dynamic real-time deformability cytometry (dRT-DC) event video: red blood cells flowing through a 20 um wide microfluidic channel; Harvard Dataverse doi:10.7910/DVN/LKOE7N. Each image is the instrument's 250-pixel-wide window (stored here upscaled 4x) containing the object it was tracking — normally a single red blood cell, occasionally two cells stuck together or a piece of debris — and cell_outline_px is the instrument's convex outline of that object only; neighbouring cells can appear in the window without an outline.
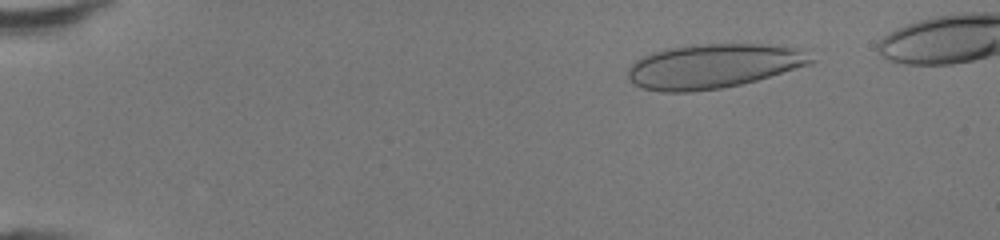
{"species": "human", "species_latin": "Homo sapiens", "temperature_condition": "room temperature", "stored_images_in_passage": 48, "camera_frame_rate_fps": 3000, "um_per_image_px": 0.085, "donor": {"sex": "female"}, "frame": {"image": 1, "passage_image": 7, "time_ms": 2.0, "image_size_px": [1000, 240], "cell_outline_px": [[816, 60], [812, 64], [756, 80], [740, 84], [720, 88], [692, 92], [660, 92], [640, 88], [632, 84], [628, 76], [628, 68], [640, 56], [652, 52], [668, 48], [692, 44], [768, 44], [808, 48]], "centroid_in_image_um": [60.68, 5.6], "position_along_channel_um": 24.3, "area_um2": 48.21}}
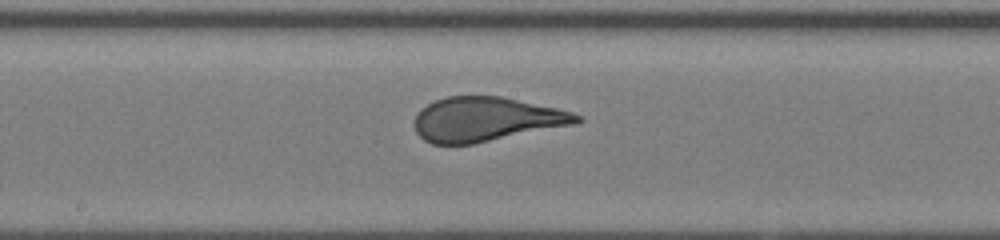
{"frame": {"image": 2, "passage_image": 27, "time_ms": 8.667, "image_size_px": [1000, 240], "cell_outline_px": [[584, 120], [576, 124], [472, 144], [432, 144], [424, 140], [416, 132], [412, 124], [416, 112], [420, 108], [436, 100], [448, 96], [500, 96], [556, 108], [572, 112], [580, 116]], "centroid_in_image_um": [41.27, 10.14], "position_along_channel_um": 206.9, "area_um2": 41.96}}
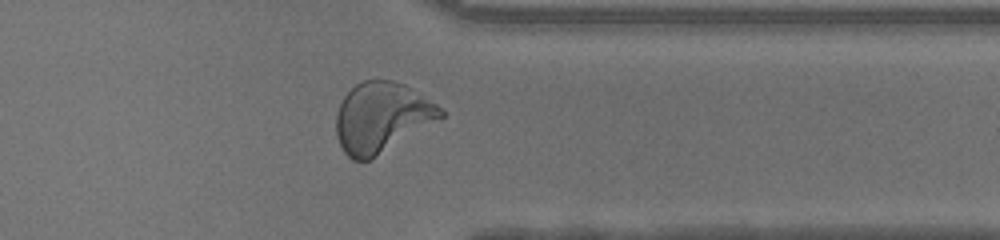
{"frame": {"image": 3, "passage_image": 39, "time_ms": 12.667, "image_size_px": [1000, 240], "cell_outline_px": [[444, 116], [368, 160], [352, 160], [344, 152], [336, 136], [336, 112], [344, 96], [356, 84], [364, 80], [392, 80], [404, 84], [436, 104], [444, 112]], "centroid_in_image_um": [32.39, 9.96], "position_along_channel_um": 379.0, "area_um2": 41.79}, "authors_computed_cell_mechanics": {"area_um2": 45.6909, "velocity_mm_per_s": 4.3459, "shape_relaxation_time_tau1_ms": 7.3826, "shape_relaxation_time_tau2_ms": null, "deformation_change_tau1": 0.3063, "deformation_change_tau2": null}}